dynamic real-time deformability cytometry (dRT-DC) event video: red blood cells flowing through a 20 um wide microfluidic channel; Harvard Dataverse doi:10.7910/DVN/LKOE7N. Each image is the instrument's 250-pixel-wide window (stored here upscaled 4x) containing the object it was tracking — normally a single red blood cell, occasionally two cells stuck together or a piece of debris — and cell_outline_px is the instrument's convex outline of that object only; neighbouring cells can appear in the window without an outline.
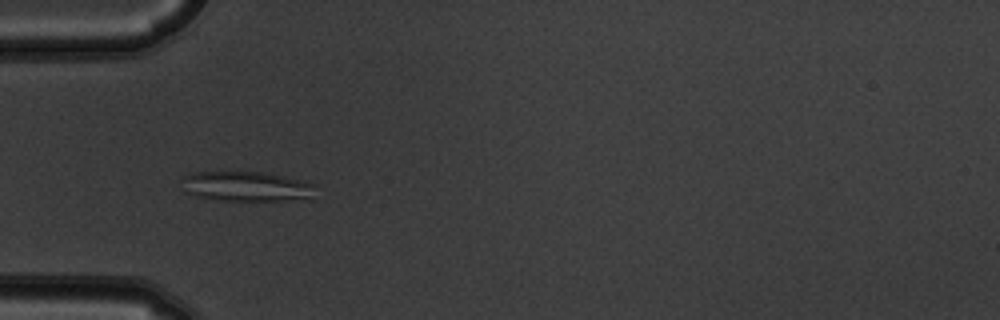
{"species": "common noctule bat (a hibernating species)", "species_latin": "Nyctalus noctula", "temperature_condition": "warm", "stored_images_in_passage": 6, "camera_frame_rate_fps": 3000, "um_per_image_px": 0.085, "animal": {"sex": "male", "body_mass_g": 19.5, "forearm_length_mm": 54.6}, "frame": {"image": 1, "passage_image": 5, "time_ms": 1.333, "image_size_px": [1000, 320], "cell_outline_px": [[316, 184], [312, 200], [220, 200], [196, 196], [184, 192], [184, 176], [192, 172], [268, 172]], "centroid_in_image_um": [21.02, 15.85], "position_along_channel_um": 64.0, "area_um2": 23.41}}
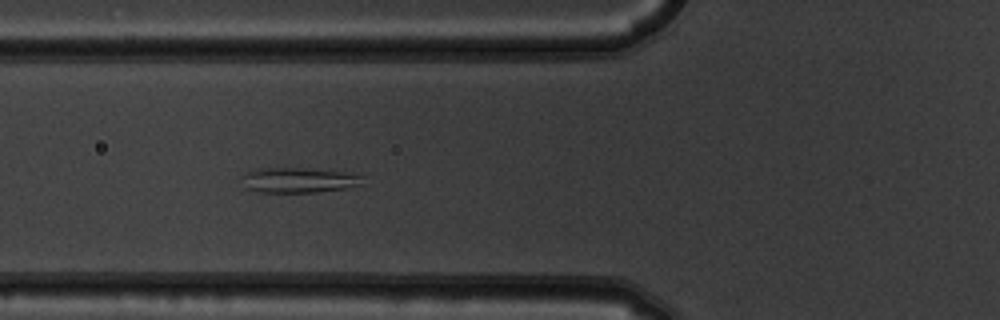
{"frame": {"image": 2, "passage_image": 6, "time_ms": 1.667, "image_size_px": [1000, 320], "cell_outline_px": [[364, 172], [360, 184], [348, 188], [316, 192], [260, 192], [244, 188], [244, 176], [248, 172], [260, 168], [304, 168]], "centroid_in_image_um": [25.52, 15.29], "position_along_channel_um": 100.3, "area_um2": 17.98}}